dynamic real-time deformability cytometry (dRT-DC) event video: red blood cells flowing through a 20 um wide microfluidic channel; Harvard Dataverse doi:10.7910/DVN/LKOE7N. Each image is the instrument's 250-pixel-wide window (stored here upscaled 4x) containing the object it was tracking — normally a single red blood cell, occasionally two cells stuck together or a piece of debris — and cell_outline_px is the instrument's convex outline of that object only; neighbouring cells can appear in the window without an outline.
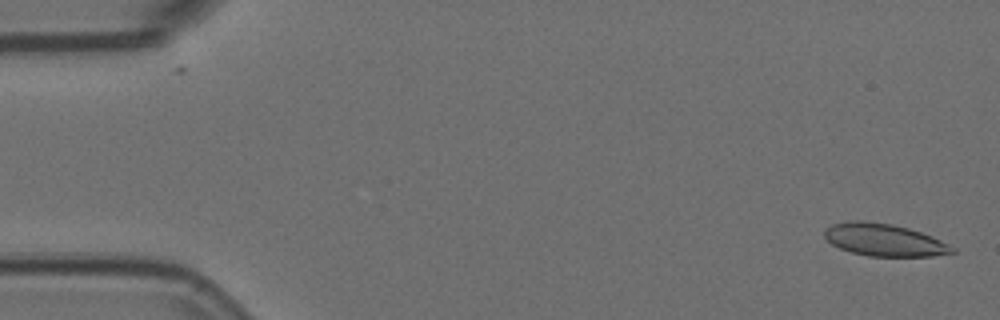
{"species": "Egyptian fruit bat (a non-hibernating species)", "species_latin": "Rousettus aegyptiacus", "temperature_condition": "room temperature", "stored_images_in_passage": 54, "camera_frame_rate_fps": 3000, "um_per_image_px": 0.085, "animal": {"sex": "female"}, "frame": {"image": 1, "passage_image": 2, "time_ms": 0.333, "image_size_px": [1000, 320], "cell_outline_px": [[956, 252], [932, 256], [868, 256], [852, 252], [840, 248], [832, 244], [824, 236], [824, 228], [832, 224], [852, 220], [860, 220], [892, 224], [908, 228], [932, 236], [956, 248]], "centroid_in_image_um": [75.15, 20.39], "position_along_channel_um": 9.9, "area_um2": 24.04}}
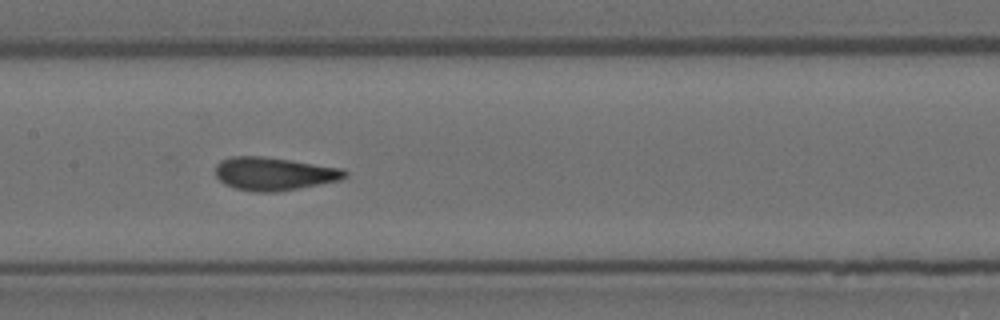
{"frame": {"image": 2, "passage_image": 27, "time_ms": 8.667, "image_size_px": [1000, 320], "cell_outline_px": [[348, 176], [340, 180], [276, 192], [252, 192], [236, 188], [224, 184], [216, 176], [216, 164], [220, 160], [232, 156], [264, 156], [344, 168], [348, 172]], "centroid_in_image_um": [23.29, 14.76], "position_along_channel_um": 184.1, "area_um2": 25.09}}
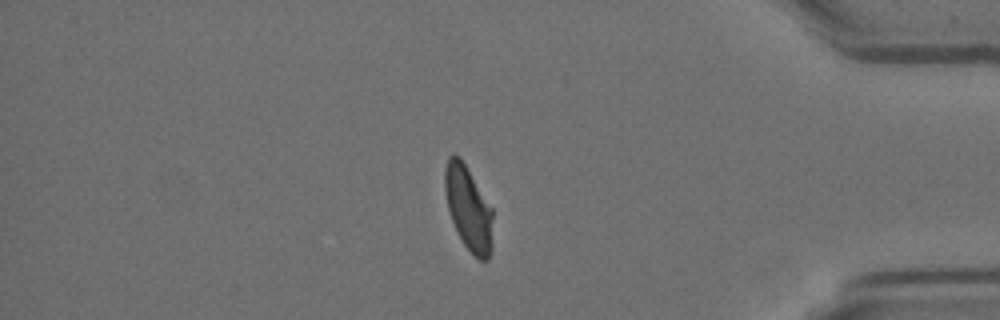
{"frame": {"image": 3, "passage_image": 47, "time_ms": 15.333, "image_size_px": [1000, 320], "cell_outline_px": [[492, 252], [488, 260], [480, 260], [464, 244], [456, 232], [448, 208], [444, 188], [444, 168], [448, 156], [452, 152], [460, 156], [492, 208]], "centroid_in_image_um": [39.8, 17.67], "position_along_channel_um": 395.4, "area_um2": 23.64}}